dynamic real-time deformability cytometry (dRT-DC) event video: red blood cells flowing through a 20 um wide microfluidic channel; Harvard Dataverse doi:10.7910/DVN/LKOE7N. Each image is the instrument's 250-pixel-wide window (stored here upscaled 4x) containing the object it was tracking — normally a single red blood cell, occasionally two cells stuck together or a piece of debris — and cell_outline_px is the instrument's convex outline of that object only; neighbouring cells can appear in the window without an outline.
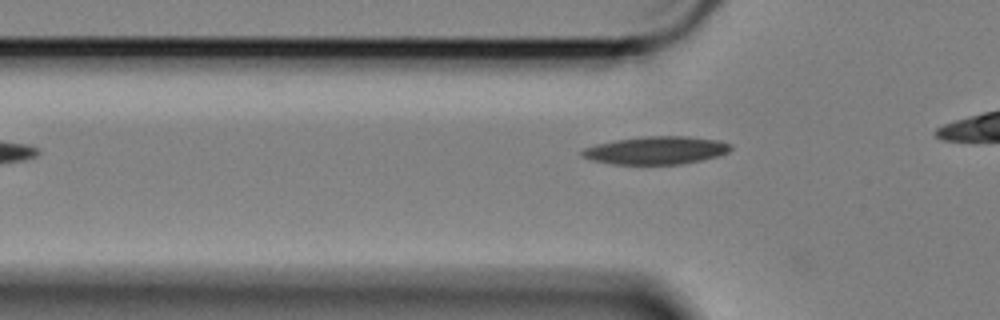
{"species": "Egyptian fruit bat (a non-hibernating species)", "species_latin": "Rousettus aegyptiacus", "temperature_condition": "cold", "stored_images_in_passage": 34, "camera_frame_rate_fps": 3000, "um_per_image_px": 0.085, "animal": {"sex": "female"}, "frame": {"image": 1, "passage_image": 4, "time_ms": 1.0, "image_size_px": [1000, 320], "cell_outline_px": [[732, 148], [728, 152], [720, 156], [704, 160], [684, 164], [612, 164], [592, 160], [580, 156], [580, 152], [584, 148], [596, 144], [616, 140], [648, 136], [688, 136], [720, 140], [732, 144]], "centroid_in_image_um": [55.82, 12.78], "position_along_channel_um": 70.0, "area_um2": 24.39}}
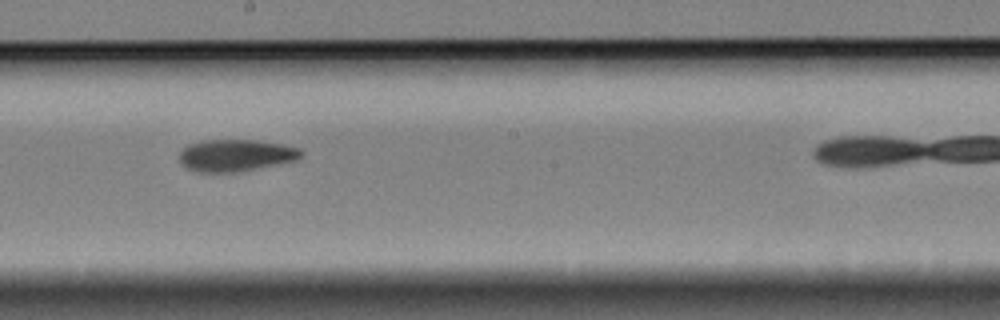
{"frame": {"image": 2, "passage_image": 18, "time_ms": 5.667, "image_size_px": [1000, 320], "cell_outline_px": [[304, 156], [296, 160], [240, 172], [196, 172], [188, 168], [180, 160], [180, 152], [188, 144], [204, 140], [256, 140], [280, 144], [300, 148], [304, 152]], "centroid_in_image_um": [20.08, 13.2], "position_along_channel_um": 228.1, "area_um2": 22.66}}
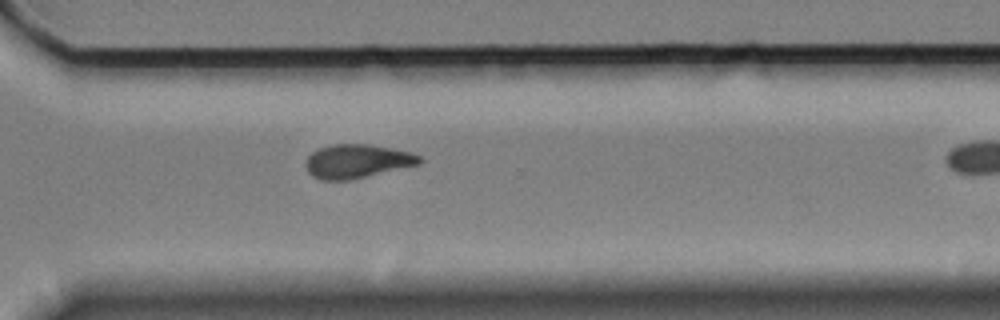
{"frame": {"image": 3, "passage_image": 28, "time_ms": 9.0, "image_size_px": [1000, 320], "cell_outline_px": [[424, 160], [420, 164], [352, 180], [320, 180], [312, 176], [308, 172], [304, 164], [308, 156], [312, 152], [320, 148], [332, 144], [368, 144], [408, 152], [420, 156]], "centroid_in_image_um": [30.32, 13.72], "position_along_channel_um": 340.3, "area_um2": 22.43}}